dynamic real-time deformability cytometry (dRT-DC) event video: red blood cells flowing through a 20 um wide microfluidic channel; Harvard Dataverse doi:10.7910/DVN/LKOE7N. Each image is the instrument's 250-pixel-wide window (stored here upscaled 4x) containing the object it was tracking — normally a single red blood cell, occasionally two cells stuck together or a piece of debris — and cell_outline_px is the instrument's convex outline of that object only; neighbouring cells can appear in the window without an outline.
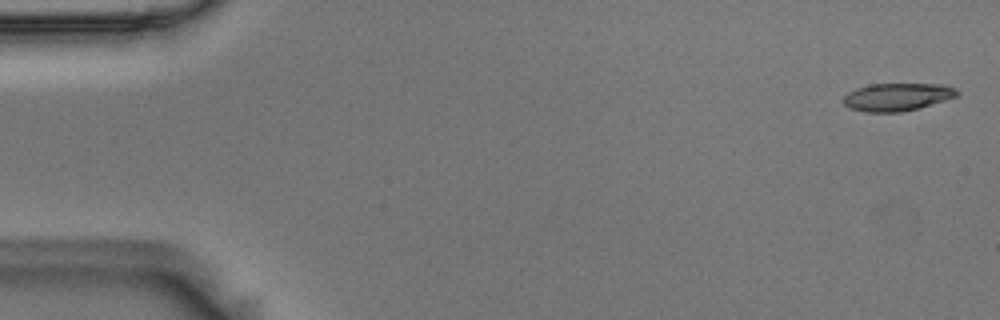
{"species": "Egyptian fruit bat (a non-hibernating species)", "species_latin": "Rousettus aegyptiacus", "temperature_condition": "room temperature", "stored_images_in_passage": 5, "camera_frame_rate_fps": 3000, "um_per_image_px": 0.085, "animal": {"sex": "male"}, "frame": {"image": 1, "passage_image": 1, "time_ms": 0.0, "image_size_px": [1000, 320], "cell_outline_px": [[960, 92], [956, 96], [920, 108], [900, 112], [864, 112], [848, 108], [844, 104], [844, 96], [848, 92], [856, 88], [868, 84], [944, 84], [956, 88]], "centroid_in_image_um": [76.25, 8.24], "position_along_channel_um": 8.8, "area_um2": 18.5}}